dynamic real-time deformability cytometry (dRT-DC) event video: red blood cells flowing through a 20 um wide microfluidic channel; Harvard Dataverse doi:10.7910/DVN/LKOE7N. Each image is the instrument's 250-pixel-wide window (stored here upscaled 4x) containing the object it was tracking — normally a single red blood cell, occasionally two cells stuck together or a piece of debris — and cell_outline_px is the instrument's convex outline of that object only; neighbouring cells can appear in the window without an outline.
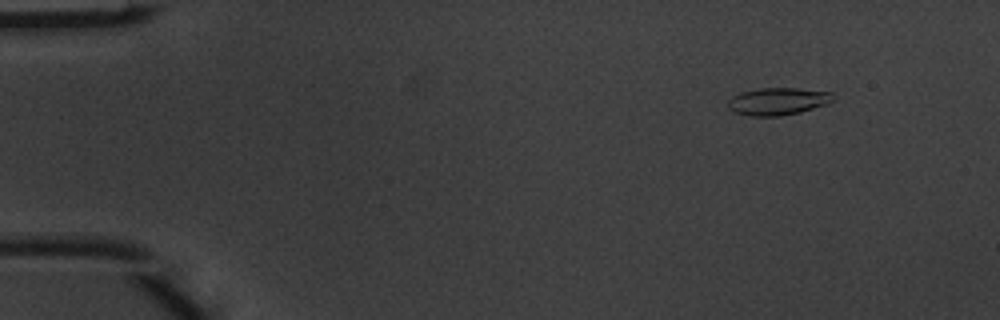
{"species": "common noctule bat (a hibernating species)", "species_latin": "Nyctalus noctula", "temperature_condition": "warm", "stored_images_in_passage": 6, "segment_of_instrument_passage": [2, 2], "camera_frame_rate_fps": 3000, "um_per_image_px": 0.085, "animal": {"sex": "male", "body_mass_g": 20.1, "forearm_length_mm": 53.5}, "frame": {"image": 1, "passage_image": 6, "time_ms": 1.667, "image_size_px": [1000, 320], "cell_outline_px": [[836, 96], [828, 104], [800, 112], [780, 116], [752, 116], [736, 112], [728, 108], [728, 100], [732, 96], [740, 92], [760, 88], [796, 88], [832, 92]], "centroid_in_image_um": [66.14, 8.6], "position_along_channel_um": 18.9, "area_um2": 16.82}}